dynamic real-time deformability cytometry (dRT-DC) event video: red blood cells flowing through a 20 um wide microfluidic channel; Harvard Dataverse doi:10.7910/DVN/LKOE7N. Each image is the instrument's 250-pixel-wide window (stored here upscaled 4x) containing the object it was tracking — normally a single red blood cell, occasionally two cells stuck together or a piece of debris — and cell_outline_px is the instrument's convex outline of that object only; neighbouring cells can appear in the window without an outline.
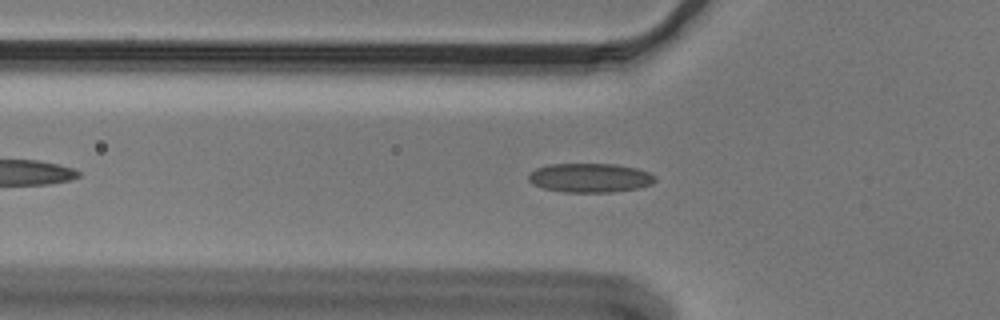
{"species": "Egyptian fruit bat (a non-hibernating species)", "species_latin": "Rousettus aegyptiacus", "temperature_condition": "cold", "stored_images_in_passage": 41, "camera_frame_rate_fps": 3000, "um_per_image_px": 0.085, "animal": {"sex": "male"}, "frame": {"image": 1, "passage_image": 11, "time_ms": 3.333, "image_size_px": [1000, 320], "cell_outline_px": [[656, 180], [652, 184], [640, 188], [612, 192], [564, 192], [544, 188], [532, 184], [528, 180], [528, 172], [536, 168], [548, 164], [616, 164], [636, 168], [648, 172], [656, 176]], "centroid_in_image_um": [50.14, 15.11], "position_along_channel_um": 75.7, "area_um2": 21.68}}
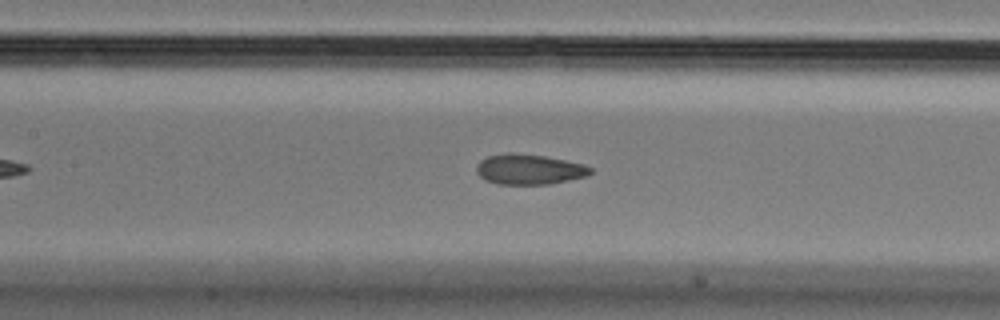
{"frame": {"image": 2, "passage_image": 18, "time_ms": 5.667, "image_size_px": [1000, 320], "cell_outline_px": [[592, 172], [588, 176], [548, 184], [496, 184], [484, 180], [476, 172], [476, 164], [480, 160], [488, 156], [508, 152], [512, 152], [544, 156], [584, 164], [592, 168]], "centroid_in_image_um": [44.95, 14.39], "position_along_channel_um": 162.5, "area_um2": 20.23}}
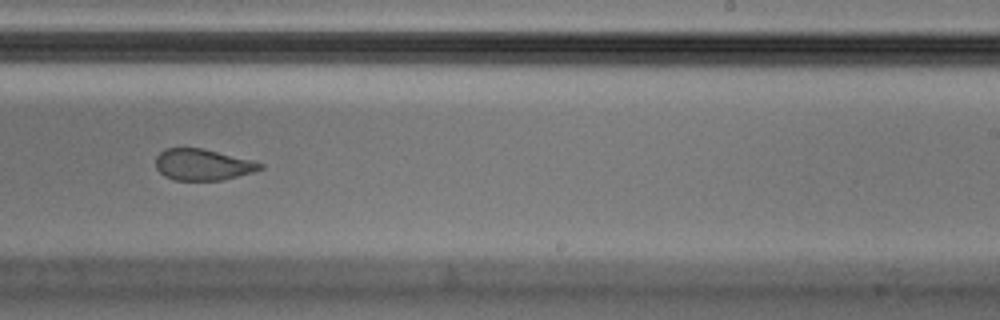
{"frame": {"image": 3, "passage_image": 27, "time_ms": 8.667, "image_size_px": [1000, 320], "cell_outline_px": [[264, 168], [252, 172], [220, 180], [172, 180], [164, 176], [156, 168], [156, 156], [164, 148], [204, 148], [252, 160], [264, 164]], "centroid_in_image_um": [17.21, 13.98], "position_along_channel_um": 271.8, "area_um2": 19.07}, "authors_computed_cell_mechanics": {"area_um2": 20.5768, "velocity_mm_per_s": 3.655, "shape_relaxation_time_tau1_ms": null, "shape_relaxation_time_tau2_ms": 1.6969, "deformation_change_tau1": null, "deformation_change_tau2": 0.0831}}